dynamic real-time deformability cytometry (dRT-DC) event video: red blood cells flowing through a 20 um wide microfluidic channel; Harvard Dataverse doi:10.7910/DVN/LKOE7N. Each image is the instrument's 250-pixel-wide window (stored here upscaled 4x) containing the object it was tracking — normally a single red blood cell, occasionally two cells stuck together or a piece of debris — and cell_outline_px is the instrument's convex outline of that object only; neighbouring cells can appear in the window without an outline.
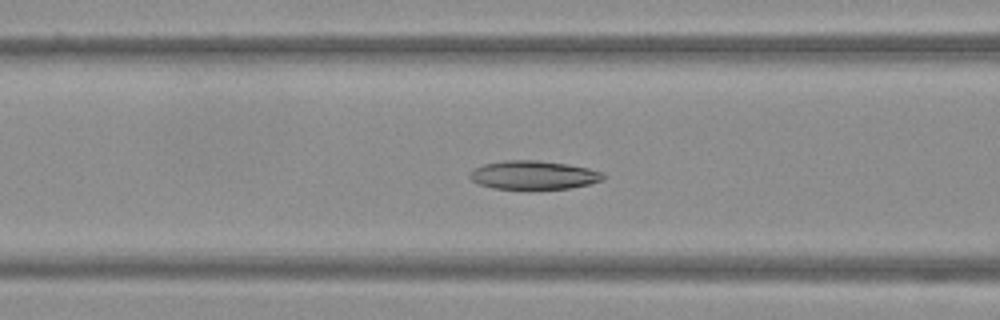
{"species": "Egyptian fruit bat (a non-hibernating species)", "species_latin": "Rousettus aegyptiacus", "temperature_condition": "warm", "stored_images_in_passage": 51, "camera_frame_rate_fps": 3000, "um_per_image_px": 0.085, "frame": {"image": 1, "passage_image": 21, "time_ms": 6.667, "image_size_px": [1000, 320], "cell_outline_px": [[604, 180], [588, 184], [568, 188], [492, 188], [476, 184], [468, 176], [468, 172], [472, 168], [484, 164], [504, 160], [536, 160], [568, 164], [588, 168], [600, 172], [604, 176]], "centroid_in_image_um": [45.27, 14.86], "position_along_channel_um": 121.3, "area_um2": 22.14}}
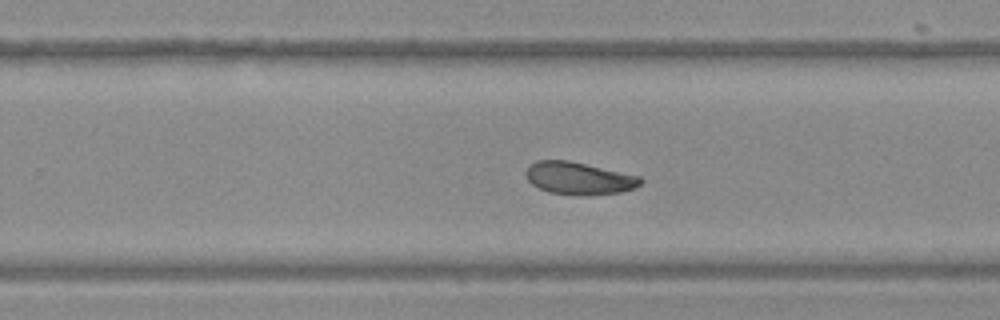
{"frame": {"image": 2, "passage_image": 33, "time_ms": 10.667, "image_size_px": [1000, 320], "cell_outline_px": [[644, 180], [640, 184], [632, 188], [620, 192], [588, 196], [580, 196], [548, 192], [532, 184], [528, 180], [524, 172], [536, 160], [568, 160], [640, 176]], "centroid_in_image_um": [49.2, 15.16], "position_along_channel_um": 280.6, "area_um2": 21.68}}
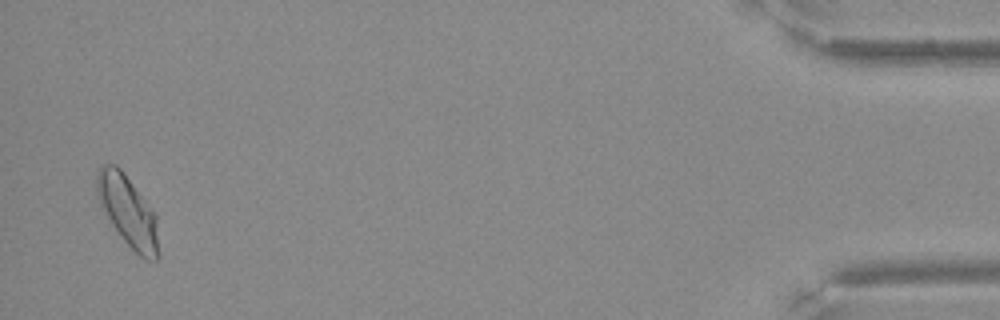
{"frame": {"image": 3, "passage_image": 50, "time_ms": 16.333, "image_size_px": [1000, 320], "cell_outline_px": [[160, 256], [156, 260], [144, 260], [124, 240], [112, 224], [100, 204], [96, 196], [96, 172], [100, 164], [116, 164], [124, 172], [156, 216], [160, 252]], "centroid_in_image_um": [10.86, 17.94], "position_along_channel_um": 424.3, "area_um2": 25.43}}